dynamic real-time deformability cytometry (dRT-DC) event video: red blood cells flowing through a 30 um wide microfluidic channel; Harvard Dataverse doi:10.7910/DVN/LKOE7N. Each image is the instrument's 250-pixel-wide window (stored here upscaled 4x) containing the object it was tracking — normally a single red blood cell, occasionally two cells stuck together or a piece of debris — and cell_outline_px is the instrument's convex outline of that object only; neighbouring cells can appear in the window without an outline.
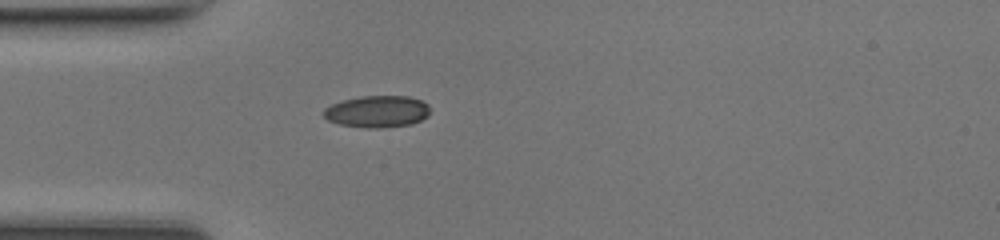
{"species": "common noctule bat (a hibernating species)", "species_latin": "Nyctalus noctula", "temperature_condition": "room temperature", "stored_images_in_passage": 29, "camera_frame_rate_fps": 3000, "um_per_image_px": 0.085, "animal": {"sex": "female", "body_mass_g": 17.0, "forearm_length_mm": 48.0}, "frame": {"image": 1, "passage_image": 1, "time_ms": 0.0, "image_size_px": [1000, 240], "cell_outline_px": [[428, 116], [412, 124], [380, 128], [368, 128], [340, 124], [328, 120], [324, 116], [324, 108], [332, 104], [344, 100], [360, 96], [408, 96], [420, 100], [428, 104]], "centroid_in_image_um": [32.07, 9.48], "position_along_channel_um": 52.9, "area_um2": 19.59}}
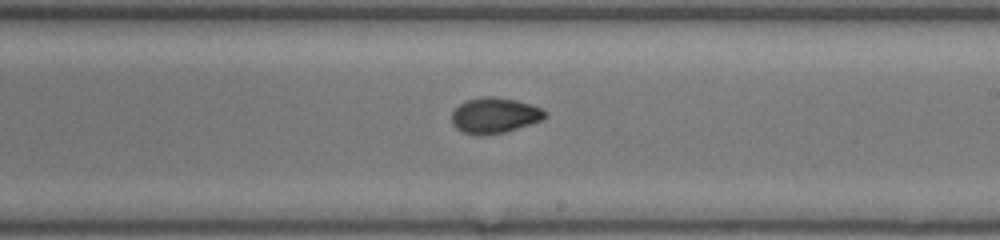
{"frame": {"image": 2, "passage_image": 15, "time_ms": 4.667, "image_size_px": [1000, 240], "cell_outline_px": [[548, 116], [540, 120], [504, 132], [480, 136], [460, 132], [452, 124], [452, 112], [460, 104], [468, 100], [484, 96], [492, 96], [516, 100], [540, 108]], "centroid_in_image_um": [41.98, 9.82], "position_along_channel_um": 247.0, "area_um2": 19.07}}
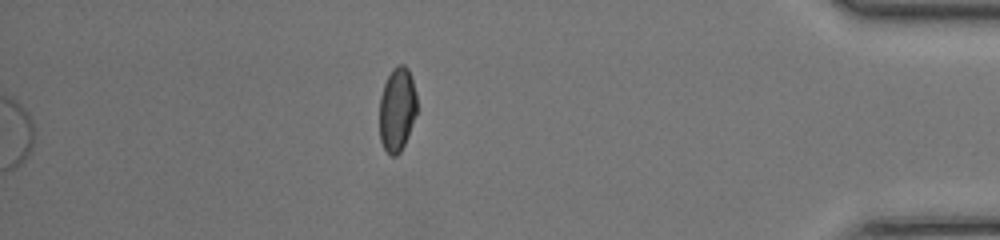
{"frame": {"image": 3, "passage_image": 29, "time_ms": 9.333, "image_size_px": [1000, 240], "cell_outline_px": [[416, 116], [408, 136], [400, 152], [396, 156], [392, 156], [384, 148], [380, 140], [380, 96], [384, 84], [392, 68], [396, 64], [404, 64], [408, 68], [416, 92]], "centroid_in_image_um": [33.76, 9.28], "position_along_channel_um": 401.4, "area_um2": 18.38}, "authors_computed_cell_mechanics": {"area_um2": 18.9584, "velocity_mm_per_s": 4.3027, "shape_relaxation_time_tau1_ms": 10.7126, "shape_relaxation_time_tau2_ms": 1.6302, "deformation_change_tau1": 0.2866, "deformation_change_tau2": 0.0543}}